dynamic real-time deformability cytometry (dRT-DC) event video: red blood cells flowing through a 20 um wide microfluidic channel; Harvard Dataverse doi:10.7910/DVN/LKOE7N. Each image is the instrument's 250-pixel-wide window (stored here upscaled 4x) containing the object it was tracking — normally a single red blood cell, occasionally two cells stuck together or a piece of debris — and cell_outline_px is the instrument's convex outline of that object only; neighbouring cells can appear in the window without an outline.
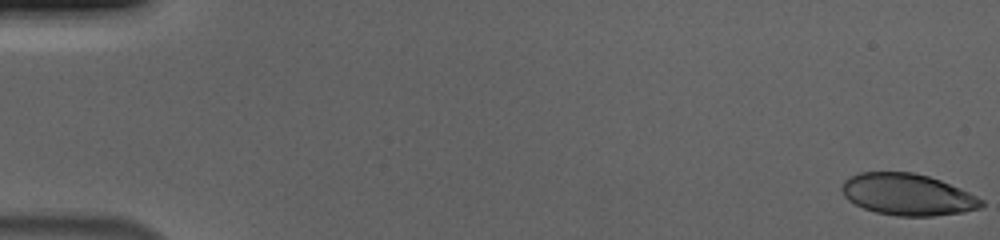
{"species": "human", "species_latin": "Homo sapiens", "temperature_condition": "cold", "stored_images_in_passage": 56, "camera_frame_rate_fps": 3000, "um_per_image_px": 0.085, "donor": {"sex": "male"}, "frame": {"image": 1, "passage_image": 1, "time_ms": 0.0, "image_size_px": [1000, 240], "cell_outline_px": [[984, 204], [980, 208], [964, 212], [932, 216], [896, 216], [876, 212], [864, 208], [848, 200], [844, 196], [840, 188], [844, 180], [860, 172], [912, 172], [928, 176], [940, 180], [960, 188], [984, 200]], "centroid_in_image_um": [77.14, 16.54], "position_along_channel_um": 7.9, "area_um2": 33.81}}
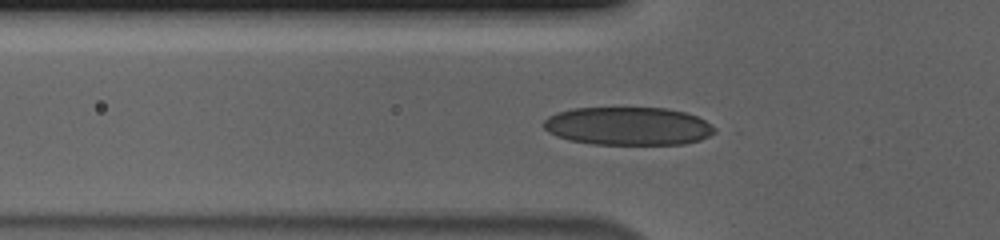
{"frame": {"image": 2, "passage_image": 20, "time_ms": 6.333, "image_size_px": [1000, 240], "cell_outline_px": [[716, 132], [700, 140], [684, 144], [592, 144], [568, 140], [556, 136], [548, 132], [544, 128], [544, 120], [548, 116], [556, 112], [572, 108], [668, 108], [684, 112], [696, 116], [704, 120], [716, 128]], "centroid_in_image_um": [53.37, 10.72], "position_along_channel_um": 72.4, "area_um2": 38.15}}
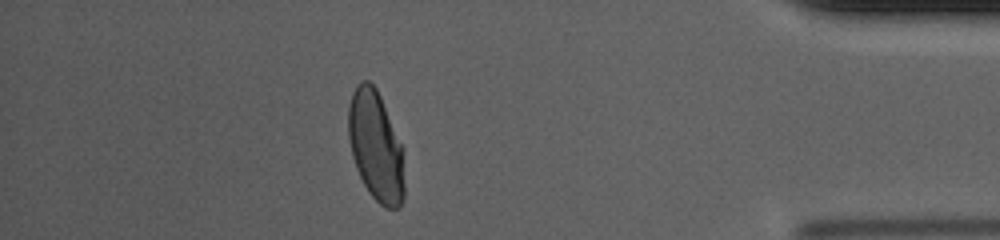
{"frame": {"image": 3, "passage_image": 50, "time_ms": 16.333, "image_size_px": [1000, 240], "cell_outline_px": [[404, 196], [400, 208], [384, 208], [368, 192], [356, 168], [352, 156], [348, 136], [348, 104], [352, 92], [356, 84], [360, 80], [368, 80], [376, 88], [380, 96], [404, 148]], "centroid_in_image_um": [31.95, 12.42], "position_along_channel_um": 403.3, "area_um2": 36.47}, "authors_computed_cell_mechanics": {"area_um2": 36.4429, "velocity_mm_per_s": 3.6967, "shape_relaxation_time_tau1_ms": 5.6912, "shape_relaxation_time_tau2_ms": null, "deformation_change_tau1": 0.1826, "deformation_change_tau2": null}}